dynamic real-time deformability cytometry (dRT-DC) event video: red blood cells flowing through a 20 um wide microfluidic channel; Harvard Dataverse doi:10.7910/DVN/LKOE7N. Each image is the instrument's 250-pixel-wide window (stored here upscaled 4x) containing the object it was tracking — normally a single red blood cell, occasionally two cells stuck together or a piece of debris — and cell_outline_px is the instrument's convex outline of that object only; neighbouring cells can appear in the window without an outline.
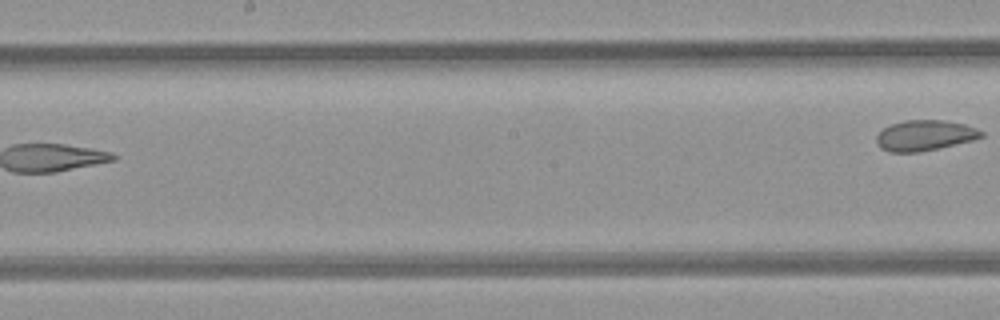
{"species": "common noctule bat (a hibernating species)", "species_latin": "Nyctalus noctula", "temperature_condition": "room temperature", "stored_images_in_passage": 8, "segment_of_instrument_passage": [2, 2], "camera_frame_rate_fps": 3000, "um_per_image_px": 0.085, "animal": {"sex": "female", "body_mass_g": 21.9}, "frame": {"image": 1, "passage_image": 8, "time_ms": 9.0, "image_size_px": [1000, 320], "cell_outline_px": [[984, 136], [972, 140], [936, 148], [916, 152], [892, 152], [880, 148], [876, 140], [876, 136], [888, 124], [904, 120], [944, 120], [964, 124], [976, 128], [984, 132]], "centroid_in_image_um": [78.58, 11.49], "position_along_channel_um": 169.6, "area_um2": 18.5}}